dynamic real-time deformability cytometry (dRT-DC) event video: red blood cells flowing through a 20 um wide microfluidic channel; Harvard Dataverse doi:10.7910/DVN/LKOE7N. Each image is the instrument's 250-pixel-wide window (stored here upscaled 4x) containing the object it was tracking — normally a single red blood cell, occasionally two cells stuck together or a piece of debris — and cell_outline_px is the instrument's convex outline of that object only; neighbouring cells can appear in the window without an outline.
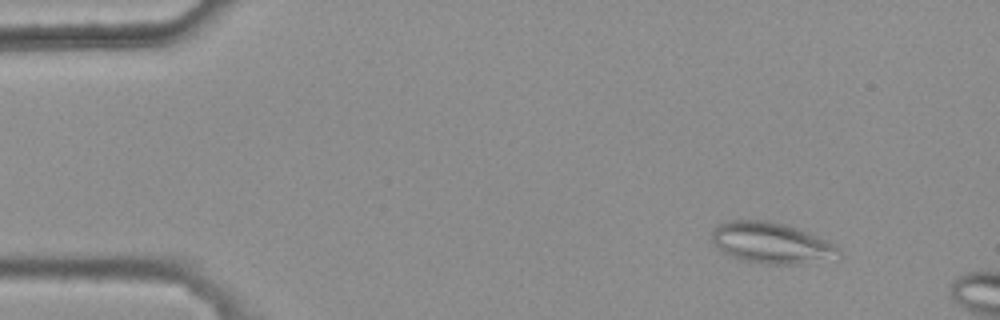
{"species": "common noctule bat (a hibernating species)", "species_latin": "Nyctalus noctula", "temperature_condition": "warm", "stored_images_in_passage": 4, "camera_frame_rate_fps": 3000, "um_per_image_px": 0.085, "animal": {"sex": "female", "body_mass_g": 25.1}, "frame": {"image": 1, "passage_image": 2, "time_ms": 0.333, "image_size_px": [1000, 320], "cell_outline_px": [[840, 252], [796, 264], [764, 264], [740, 260], [716, 248], [712, 240], [712, 232], [716, 224], [724, 220], [768, 220], [788, 224], [800, 228], [828, 240], [836, 244]], "centroid_in_image_um": [65.43, 20.59], "position_along_channel_um": 19.6, "area_um2": 30.06}}